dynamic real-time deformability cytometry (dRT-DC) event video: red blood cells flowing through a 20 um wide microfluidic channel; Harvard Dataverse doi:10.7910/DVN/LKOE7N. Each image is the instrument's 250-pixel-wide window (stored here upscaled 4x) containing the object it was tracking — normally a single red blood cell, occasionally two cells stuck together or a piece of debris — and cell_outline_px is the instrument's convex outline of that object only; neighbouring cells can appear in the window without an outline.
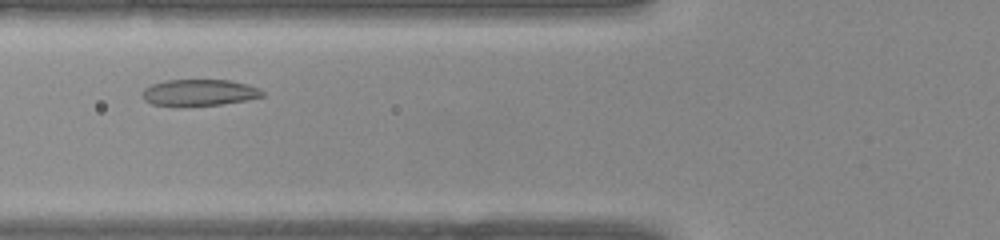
{"species": "common noctule bat (a hibernating species)", "species_latin": "Nyctalus noctula", "temperature_condition": "warm", "stored_images_in_passage": 27, "camera_frame_rate_fps": 3000, "um_per_image_px": 0.085, "animal": {"sex": "female", "body_mass_g": 22.0, "forearm_length_mm": 56.7}, "frame": {"image": 1, "passage_image": 7, "time_ms": 2.0, "image_size_px": [1000, 240], "cell_outline_px": [[264, 96], [248, 100], [224, 104], [152, 104], [144, 100], [144, 88], [152, 84], [164, 80], [228, 80], [248, 84], [260, 88], [264, 92]], "centroid_in_image_um": [17.02, 7.84], "position_along_channel_um": 108.8, "area_um2": 18.03}}
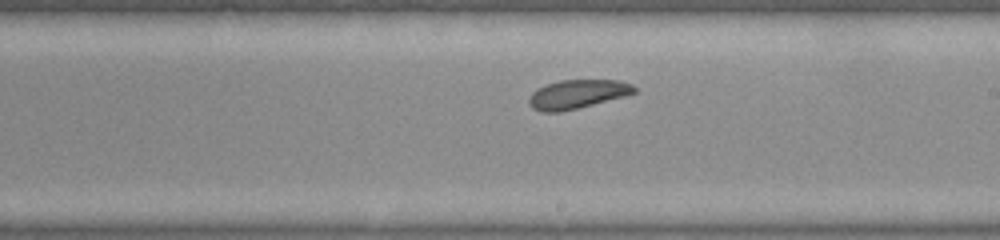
{"frame": {"image": 2, "passage_image": 15, "time_ms": 4.667, "image_size_px": [1000, 240], "cell_outline_px": [[636, 92], [624, 96], [560, 112], [540, 112], [532, 108], [528, 104], [528, 100], [532, 92], [536, 88], [560, 80], [616, 80], [632, 84], [636, 88]], "centroid_in_image_um": [49.02, 8.0], "position_along_channel_um": 240.0, "area_um2": 17.57}}
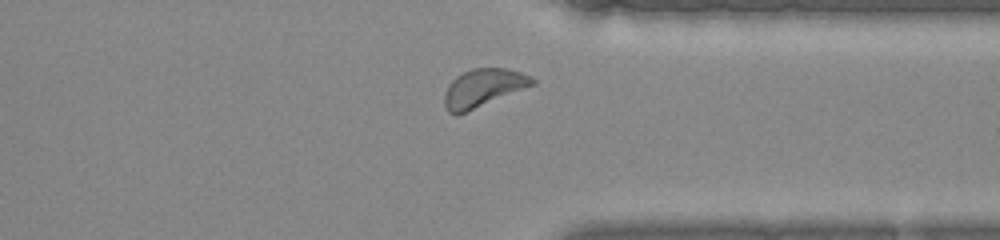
{"frame": {"image": 3, "passage_image": 23, "time_ms": 7.333, "image_size_px": [1000, 240], "cell_outline_px": [[536, 84], [456, 116], [448, 112], [444, 104], [444, 92], [448, 84], [456, 76], [472, 68], [508, 68], [532, 76], [536, 80]], "centroid_in_image_um": [41.06, 7.47], "position_along_channel_um": 370.3, "area_um2": 19.59}}